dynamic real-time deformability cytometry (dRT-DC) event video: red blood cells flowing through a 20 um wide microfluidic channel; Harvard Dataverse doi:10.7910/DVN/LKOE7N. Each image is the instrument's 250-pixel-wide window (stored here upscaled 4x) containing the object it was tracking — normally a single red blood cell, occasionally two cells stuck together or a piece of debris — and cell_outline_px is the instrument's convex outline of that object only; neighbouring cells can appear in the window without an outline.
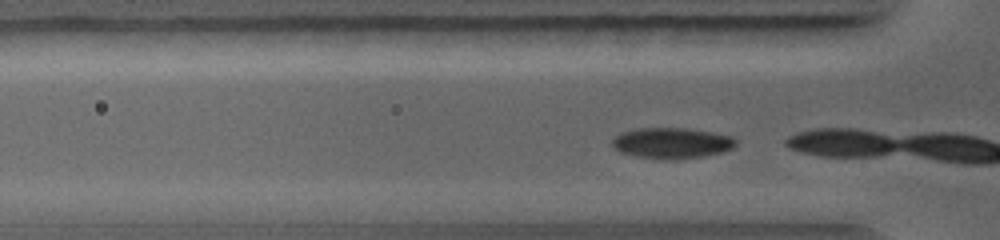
{"species": "common noctule bat (a hibernating species)", "species_latin": "Nyctalus noctula", "temperature_condition": "warm", "stored_images_in_passage": 3, "camera_frame_rate_fps": 5000, "um_per_image_px": 0.085, "animal": {"sex": "female", "body_mass_g": 19.0, "forearm_length_mm": 56.7}, "frame": {"image": 1, "passage_image": 2, "time_ms": 0.2, "image_size_px": [1000, 240], "cell_outline_px": [[736, 144], [732, 148], [724, 152], [704, 156], [676, 160], [664, 160], [636, 156], [620, 152], [612, 144], [612, 140], [620, 132], [636, 128], [688, 128], [712, 132], [732, 136], [736, 140]], "centroid_in_image_um": [57.11, 12.16], "position_along_channel_um": 68.7, "area_um2": 22.43}}